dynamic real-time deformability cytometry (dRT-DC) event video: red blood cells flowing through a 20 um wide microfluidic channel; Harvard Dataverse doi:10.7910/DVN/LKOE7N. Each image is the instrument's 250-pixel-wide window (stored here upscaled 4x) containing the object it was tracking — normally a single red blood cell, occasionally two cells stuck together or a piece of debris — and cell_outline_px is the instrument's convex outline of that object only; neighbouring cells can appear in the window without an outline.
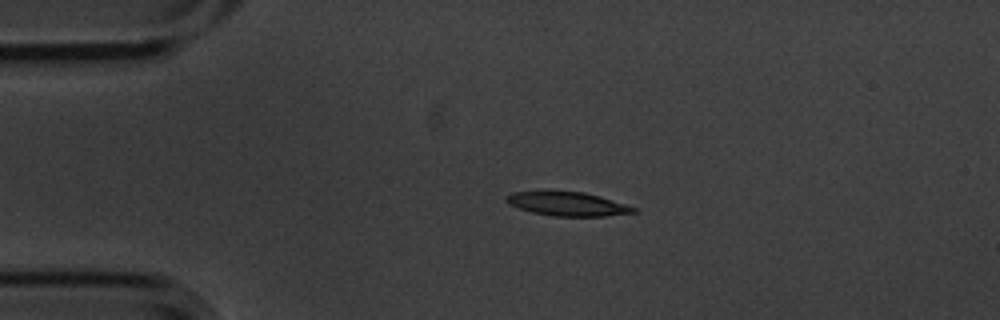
{"species": "common noctule bat (a hibernating species)", "species_latin": "Nyctalus noctula", "temperature_condition": "cold", "stored_images_in_passage": 3, "camera_frame_rate_fps": 3000, "um_per_image_px": 0.085, "animal": {"sex": "male", "body_mass_g": 20.1, "forearm_length_mm": 53.5}, "frame": {"image": 1, "passage_image": 2, "time_ms": 0.333, "image_size_px": [1000, 320], "cell_outline_px": [[640, 212], [604, 216], [552, 216], [532, 212], [508, 204], [504, 200], [504, 196], [512, 192], [584, 192], [600, 196], [636, 208]], "centroid_in_image_um": [48.24, 17.34], "position_along_channel_um": 36.8, "area_um2": 17.51}}